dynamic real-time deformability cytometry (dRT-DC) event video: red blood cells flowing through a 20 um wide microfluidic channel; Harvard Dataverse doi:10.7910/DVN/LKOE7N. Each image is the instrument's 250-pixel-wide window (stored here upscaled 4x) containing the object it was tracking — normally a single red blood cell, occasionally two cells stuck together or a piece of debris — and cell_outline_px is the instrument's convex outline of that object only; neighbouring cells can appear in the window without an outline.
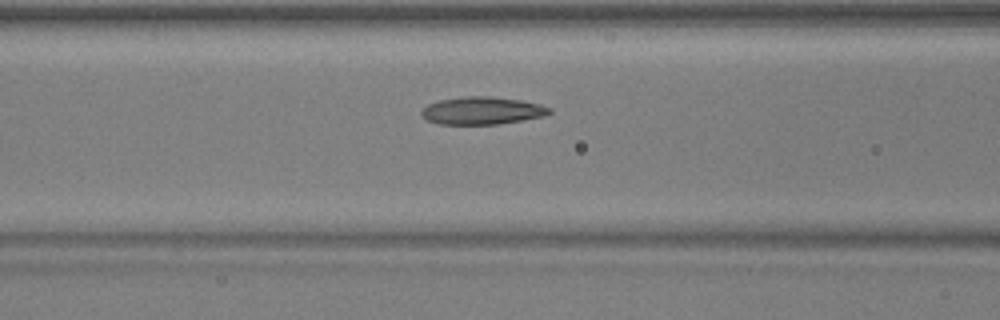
{"species": "common noctule bat (a hibernating species)", "species_latin": "Nyctalus noctula", "temperature_condition": "warm", "stored_images_in_passage": 22, "camera_frame_rate_fps": 3000, "um_per_image_px": 0.085, "animal": {"sex": "male", "body_mass_g": 17.9, "forearm_length_mm": 54.2}, "frame": {"image": 1, "passage_image": 12, "time_ms": 3.667, "image_size_px": [1000, 320], "cell_outline_px": [[552, 112], [544, 116], [496, 124], [440, 124], [428, 120], [420, 112], [428, 104], [440, 100], [464, 96], [492, 96], [520, 100], [540, 104], [552, 108]], "centroid_in_image_um": [41.0, 9.39], "position_along_channel_um": 125.6, "area_um2": 20.4}}
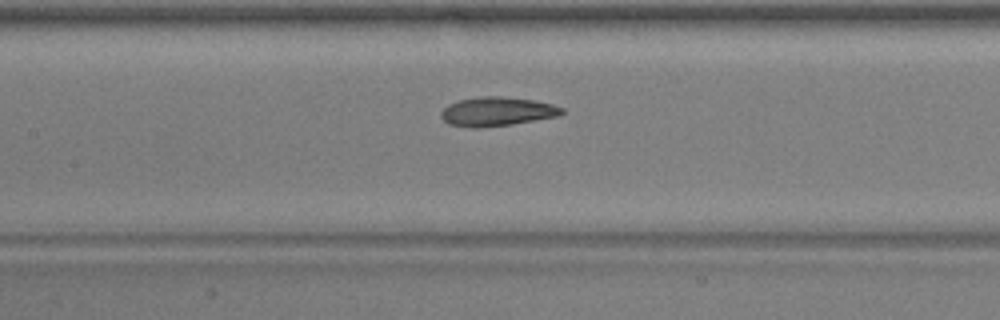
{"frame": {"image": 2, "passage_image": 15, "time_ms": 4.667, "image_size_px": [1000, 320], "cell_outline_px": [[564, 112], [560, 116], [512, 124], [480, 128], [472, 128], [448, 124], [440, 116], [440, 112], [448, 104], [460, 100], [480, 96], [500, 96], [532, 100], [552, 104], [564, 108]], "centroid_in_image_um": [42.24, 9.49], "position_along_channel_um": 165.2, "area_um2": 20.52}}